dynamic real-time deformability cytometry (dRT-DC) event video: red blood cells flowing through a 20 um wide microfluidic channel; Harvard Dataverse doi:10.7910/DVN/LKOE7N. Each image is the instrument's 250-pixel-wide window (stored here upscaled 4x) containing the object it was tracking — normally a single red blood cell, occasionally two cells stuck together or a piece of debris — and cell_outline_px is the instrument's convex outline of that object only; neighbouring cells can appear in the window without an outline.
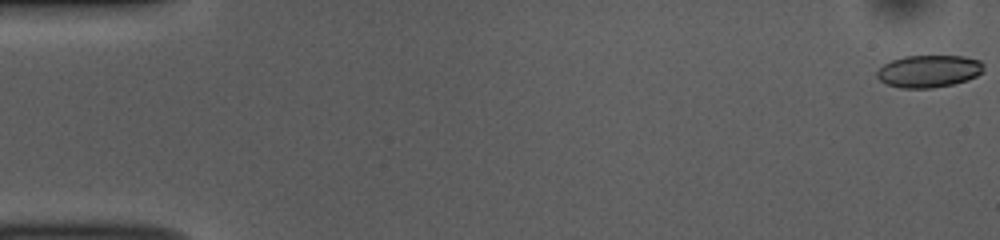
{"species": "common noctule bat (a hibernating species)", "species_latin": "Nyctalus noctula", "temperature_condition": "room temperature", "stored_images_in_passage": 52, "camera_frame_rate_fps": 3000, "um_per_image_px": 0.085, "animal": {"sex": "female", "body_mass_g": 10.0, "forearm_length_mm": 53.1}, "frame": {"image": 1, "passage_image": 1, "time_ms": 0.0, "image_size_px": [1000, 240], "cell_outline_px": [[984, 72], [968, 80], [952, 84], [932, 88], [900, 88], [888, 84], [880, 80], [876, 76], [876, 72], [884, 64], [892, 60], [904, 56], [964, 56], [980, 60], [984, 64]], "centroid_in_image_um": [78.98, 6.05], "position_along_channel_um": 6.0, "area_um2": 20.17}}
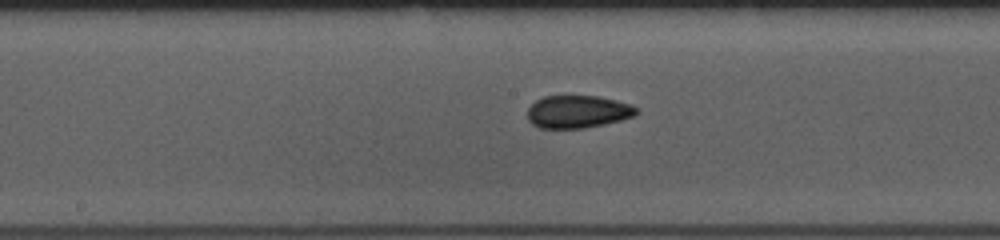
{"frame": {"image": 2, "passage_image": 27, "time_ms": 8.667, "image_size_px": [1000, 240], "cell_outline_px": [[640, 112], [636, 116], [604, 124], [584, 128], [540, 128], [532, 124], [528, 120], [528, 108], [536, 100], [544, 96], [596, 96], [616, 100], [640, 108]], "centroid_in_image_um": [49.13, 9.5], "position_along_channel_um": 199.1, "area_um2": 20.81}}
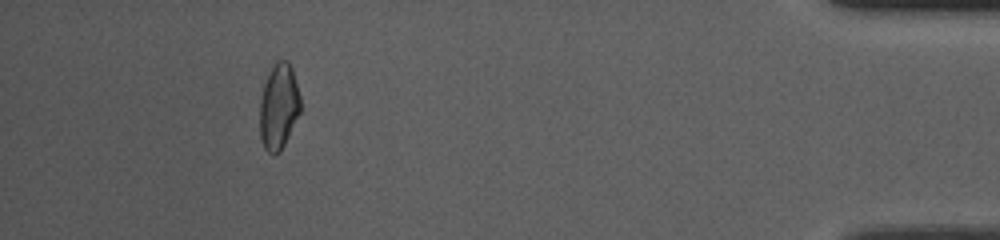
{"frame": {"image": 3, "passage_image": 48, "time_ms": 15.667, "image_size_px": [1000, 240], "cell_outline_px": [[300, 112], [280, 152], [268, 152], [264, 148], [260, 136], [260, 100], [264, 84], [276, 60], [288, 60], [292, 68], [300, 96]], "centroid_in_image_um": [23.69, 9.04], "position_along_channel_um": 411.5, "area_um2": 20.0}, "authors_computed_cell_mechanics": {"area_um2": 20.5479, "velocity_mm_per_s": 3.8787, "shape_relaxation_time_tau1_ms": 8.7711, "shape_relaxation_time_tau2_ms": 2.3873, "deformation_change_tau1": 0.1768, "deformation_change_tau2": 0.0714}}